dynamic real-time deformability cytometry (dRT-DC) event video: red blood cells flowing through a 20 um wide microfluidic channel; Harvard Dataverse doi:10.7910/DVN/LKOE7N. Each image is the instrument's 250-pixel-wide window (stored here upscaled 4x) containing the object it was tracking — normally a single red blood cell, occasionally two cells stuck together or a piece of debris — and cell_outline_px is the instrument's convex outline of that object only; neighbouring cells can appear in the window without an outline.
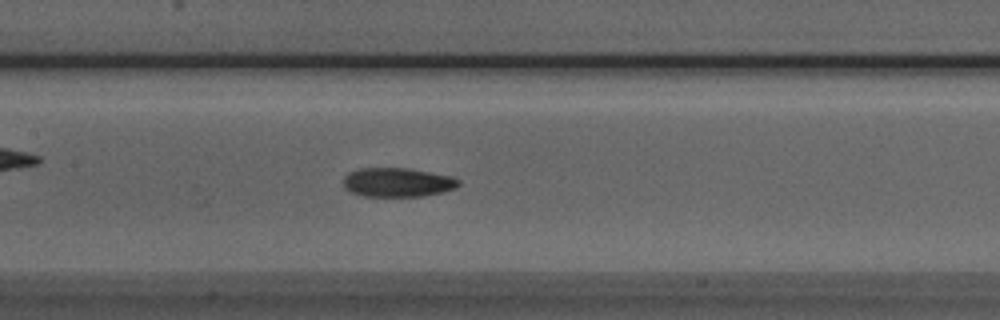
{"species": "Egyptian fruit bat (a non-hibernating species)", "species_latin": "Rousettus aegyptiacus", "temperature_condition": "room temperature", "stored_images_in_passage": 42, "camera_frame_rate_fps": 3000, "um_per_image_px": 0.085, "animal": {"sex": "male"}, "frame": {"image": 1, "passage_image": 15, "time_ms": 4.667, "image_size_px": [1000, 320], "cell_outline_px": [[460, 184], [456, 188], [444, 192], [424, 196], [360, 196], [344, 188], [344, 176], [348, 172], [360, 168], [408, 168], [452, 176], [460, 180]], "centroid_in_image_um": [33.8, 15.5], "position_along_channel_um": 173.6, "area_um2": 19.71}}
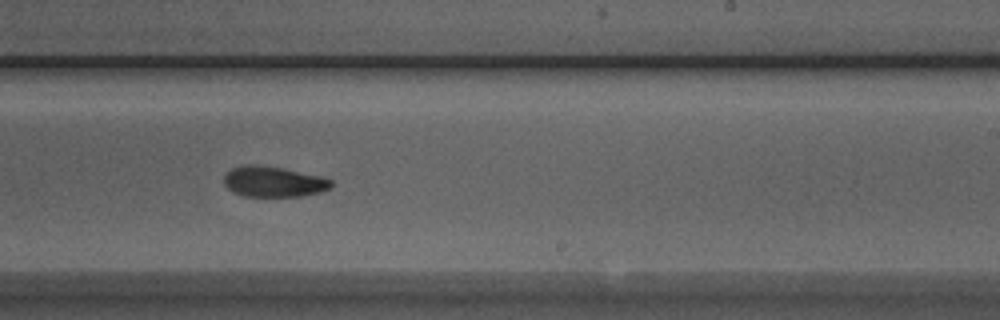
{"frame": {"image": 2, "passage_image": 22, "time_ms": 7.0, "image_size_px": [1000, 320], "cell_outline_px": [[332, 188], [320, 192], [304, 196], [244, 196], [228, 188], [224, 184], [224, 176], [232, 168], [252, 164], [280, 168], [320, 176], [332, 180]], "centroid_in_image_um": [23.28, 15.45], "position_along_channel_um": 265.7, "area_um2": 18.79}}
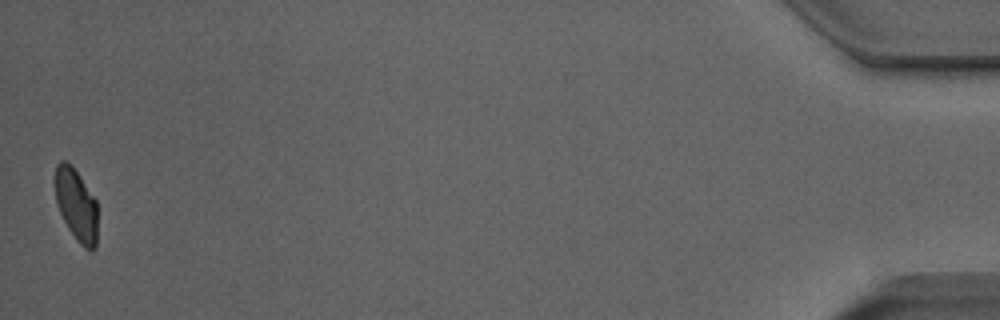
{"frame": {"image": 3, "passage_image": 42, "time_ms": 13.667, "image_size_px": [1000, 320], "cell_outline_px": [[96, 248], [92, 252], [84, 248], [80, 244], [68, 228], [60, 212], [56, 200], [56, 164], [60, 160], [64, 160], [76, 172], [96, 200]], "centroid_in_image_um": [6.49, 17.47], "position_along_channel_um": 428.7, "area_um2": 17.34}, "authors_computed_cell_mechanics": {"area_um2": 19.5653, "velocity_mm_per_s": 3.9577, "shape_relaxation_time_tau1_ms": null, "shape_relaxation_time_tau2_ms": 4.4415, "deformation_change_tau1": null, "deformation_change_tau2": 0.0785}}